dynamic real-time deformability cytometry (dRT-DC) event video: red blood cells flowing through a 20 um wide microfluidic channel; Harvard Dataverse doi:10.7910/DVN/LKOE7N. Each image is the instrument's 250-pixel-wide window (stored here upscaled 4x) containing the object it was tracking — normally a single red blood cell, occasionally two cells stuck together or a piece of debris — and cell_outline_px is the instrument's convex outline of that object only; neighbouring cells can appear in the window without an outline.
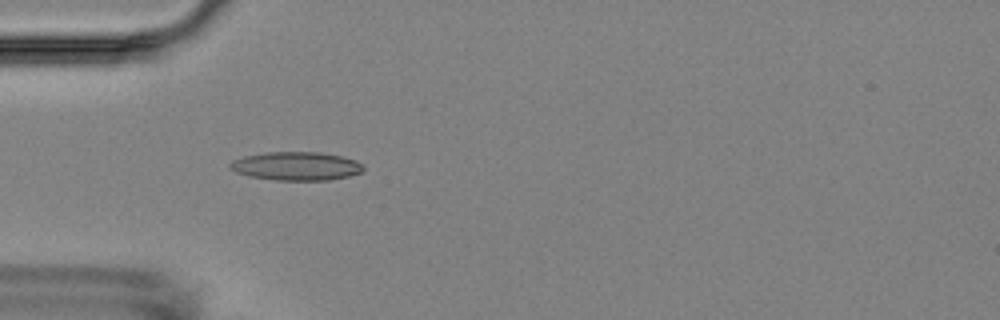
{"species": "Egyptian fruit bat (a non-hibernating species)", "species_latin": "Rousettus aegyptiacus", "temperature_condition": "room temperature", "stored_images_in_passage": 5, "camera_frame_rate_fps": 3000, "um_per_image_px": 0.085, "animal": {"sex": "female"}, "frame": {"image": 1, "passage_image": 4, "time_ms": 3.333, "image_size_px": [1000, 320], "cell_outline_px": [[364, 172], [348, 176], [328, 180], [276, 180], [248, 176], [236, 172], [228, 168], [228, 164], [232, 160], [244, 156], [268, 152], [320, 152], [340, 156], [356, 160], [364, 164]], "centroid_in_image_um": [25.18, 14.12], "position_along_channel_um": 59.8, "area_um2": 22.31}}